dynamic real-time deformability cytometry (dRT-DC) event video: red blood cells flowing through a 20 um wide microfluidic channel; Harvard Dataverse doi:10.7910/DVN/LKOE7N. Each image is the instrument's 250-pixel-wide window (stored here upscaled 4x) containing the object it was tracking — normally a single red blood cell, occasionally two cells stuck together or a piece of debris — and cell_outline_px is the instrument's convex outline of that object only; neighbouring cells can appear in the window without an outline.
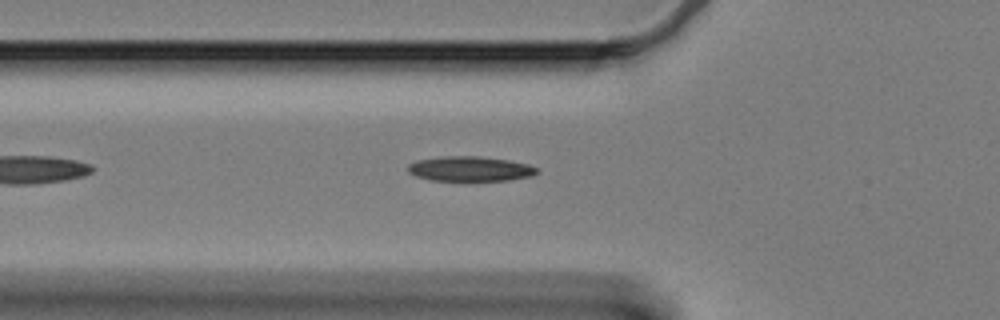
{"species": "Egyptian fruit bat (a non-hibernating species)", "species_latin": "Rousettus aegyptiacus", "temperature_condition": "cold", "stored_images_in_passage": 23, "camera_frame_rate_fps": 3000, "um_per_image_px": 0.085, "animal": {"sex": "female"}, "frame": {"image": 1, "passage_image": 8, "time_ms": 2.333, "image_size_px": [1000, 320], "cell_outline_px": [[540, 172], [532, 176], [508, 180], [464, 184], [432, 180], [416, 176], [408, 172], [408, 164], [416, 160], [440, 156], [480, 156], [508, 160], [528, 164], [536, 168]], "centroid_in_image_um": [39.94, 14.4], "position_along_channel_um": 85.9, "area_um2": 19.77}}
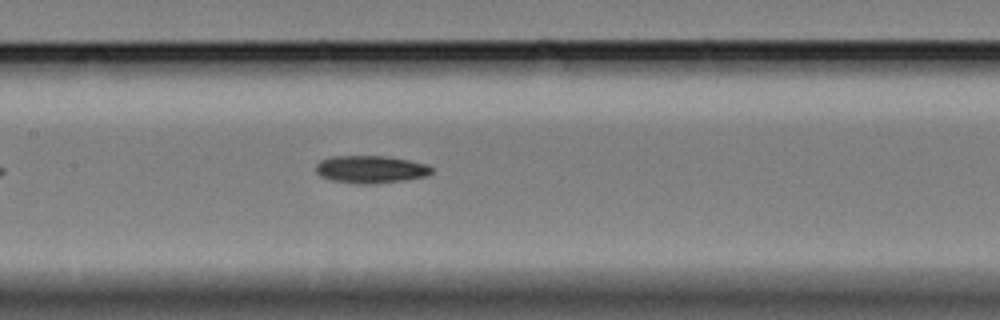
{"frame": {"image": 2, "passage_image": 16, "time_ms": 5.0, "image_size_px": [1000, 320], "cell_outline_px": [[432, 172], [424, 176], [400, 180], [372, 184], [356, 184], [332, 180], [320, 176], [316, 172], [316, 164], [320, 160], [332, 156], [388, 156], [428, 164], [432, 168]], "centroid_in_image_um": [31.47, 14.38], "position_along_channel_um": 175.9, "area_um2": 18.5}}
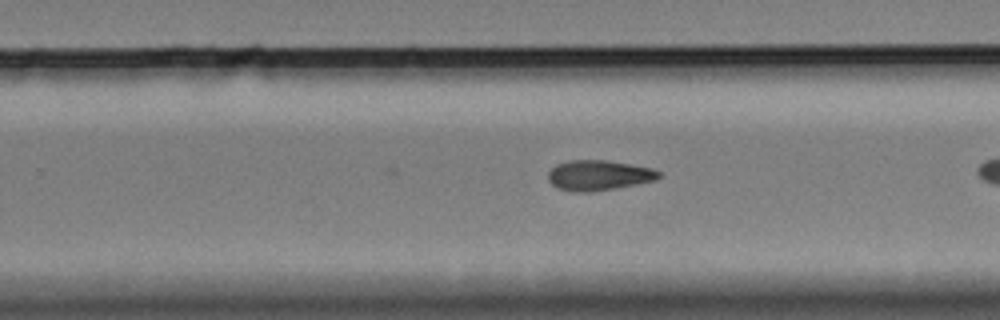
{"frame": {"image": 3, "passage_image": 22, "time_ms": 7.0, "image_size_px": [1000, 320], "cell_outline_px": [[660, 176], [656, 180], [636, 184], [592, 192], [572, 192], [556, 188], [548, 180], [548, 172], [556, 164], [568, 160], [608, 160], [652, 168], [660, 172]], "centroid_in_image_um": [50.85, 14.9], "position_along_channel_um": 278.9, "area_um2": 19.59}}